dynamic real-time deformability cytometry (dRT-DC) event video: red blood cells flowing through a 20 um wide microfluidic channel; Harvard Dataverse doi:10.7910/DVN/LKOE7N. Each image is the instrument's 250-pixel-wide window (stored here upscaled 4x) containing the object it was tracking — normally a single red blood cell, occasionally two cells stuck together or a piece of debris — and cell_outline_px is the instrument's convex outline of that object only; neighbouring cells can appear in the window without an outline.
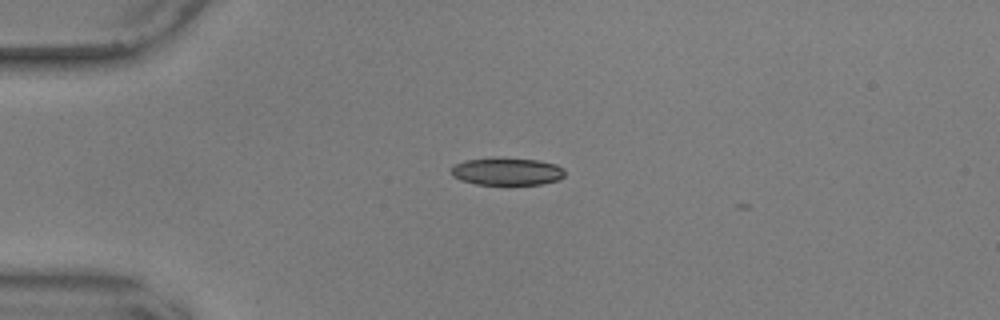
{"species": "common noctule bat (a hibernating species)", "species_latin": "Nyctalus noctula", "temperature_condition": "warm", "stored_images_in_passage": 2, "camera_frame_rate_fps": 3000, "um_per_image_px": 0.085, "animal": {"sex": "male", "body_mass_g": 17.9, "forearm_length_mm": 54.2}, "frame": {"image": 1, "passage_image": 1, "time_ms": 0.0, "image_size_px": [1000, 320], "cell_outline_px": [[564, 176], [560, 180], [540, 184], [476, 184], [460, 180], [452, 176], [448, 172], [456, 164], [468, 160], [540, 160], [556, 164], [564, 168]], "centroid_in_image_um": [43.12, 14.61], "position_along_channel_um": 41.9, "area_um2": 17.57}}